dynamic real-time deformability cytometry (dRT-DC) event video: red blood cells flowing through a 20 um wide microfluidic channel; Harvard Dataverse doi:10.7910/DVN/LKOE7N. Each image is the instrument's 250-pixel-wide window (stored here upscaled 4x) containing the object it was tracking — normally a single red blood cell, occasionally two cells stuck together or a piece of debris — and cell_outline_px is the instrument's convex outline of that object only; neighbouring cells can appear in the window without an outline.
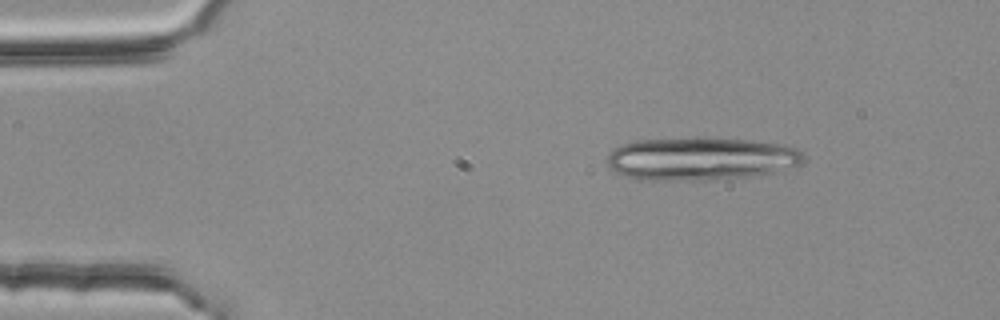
{"species": "common noctule bat (a hibernating species)", "species_latin": "Nyctalus noctula", "temperature_condition": "room temperature", "stored_images_in_passage": 2, "camera_frame_rate_fps": 3000, "um_per_image_px": 0.085, "animal": {"sex": "female", "body_mass_g": 25.1}, "frame": {"image": 1, "passage_image": 1, "time_ms": 0.0, "image_size_px": [1000, 320], "cell_outline_px": [[804, 160], [800, 164], [768, 172], [748, 176], [708, 180], [640, 180], [620, 176], [608, 164], [608, 156], [620, 144], [636, 140], [696, 136], [752, 140], [784, 144], [800, 152], [804, 156]], "centroid_in_image_um": [59.49, 13.47], "position_along_channel_um": 25.5, "area_um2": 49.53}}